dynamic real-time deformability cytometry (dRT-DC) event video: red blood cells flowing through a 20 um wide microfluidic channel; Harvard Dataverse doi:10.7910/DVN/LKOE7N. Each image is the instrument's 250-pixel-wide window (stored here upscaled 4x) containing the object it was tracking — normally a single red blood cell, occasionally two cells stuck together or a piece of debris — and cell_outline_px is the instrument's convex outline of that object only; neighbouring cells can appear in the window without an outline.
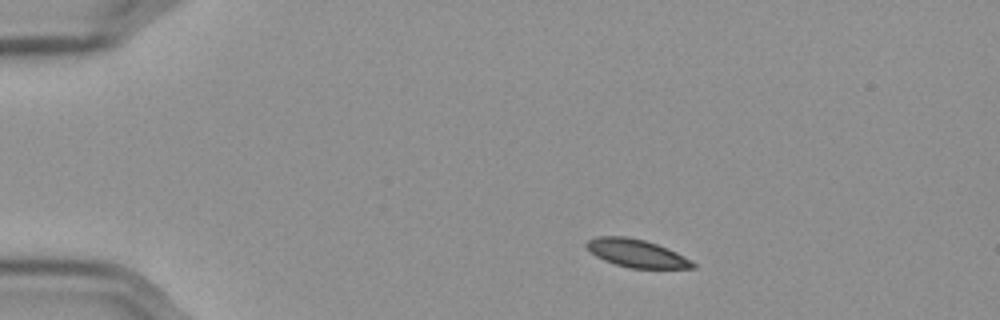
{"species": "Egyptian fruit bat (a non-hibernating species)", "species_latin": "Rousettus aegyptiacus", "temperature_condition": "cold", "stored_images_in_passage": 48, "camera_frame_rate_fps": 3000, "um_per_image_px": 0.085, "frame": {"image": 1, "passage_image": 1, "time_ms": 0.0, "image_size_px": [1000, 320], "cell_outline_px": [[696, 268], [628, 268], [604, 260], [596, 256], [584, 244], [588, 240], [600, 236], [624, 236], [644, 240], [668, 248], [692, 260], [696, 264]], "centroid_in_image_um": [54.13, 21.53], "position_along_channel_um": 30.9, "area_um2": 17.17}}
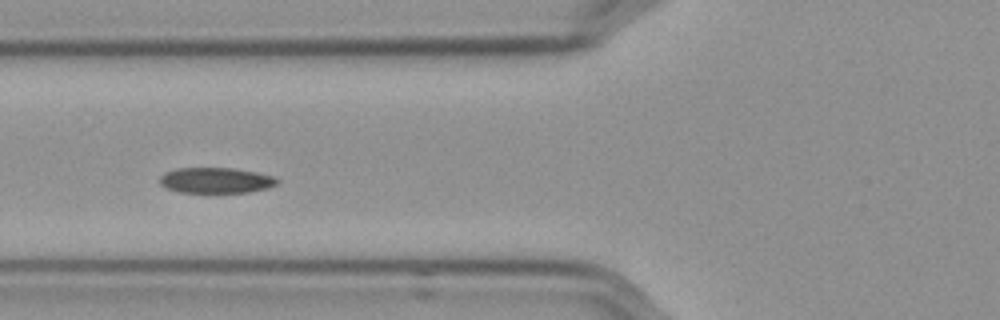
{"frame": {"image": 2, "passage_image": 13, "time_ms": 4.0, "image_size_px": [1000, 320], "cell_outline_px": [[280, 180], [276, 184], [268, 188], [248, 192], [180, 192], [164, 188], [160, 184], [160, 176], [164, 172], [176, 168], [232, 168], [256, 172], [272, 176]], "centroid_in_image_um": [18.31, 15.32], "position_along_channel_um": 107.5, "area_um2": 17.51}}
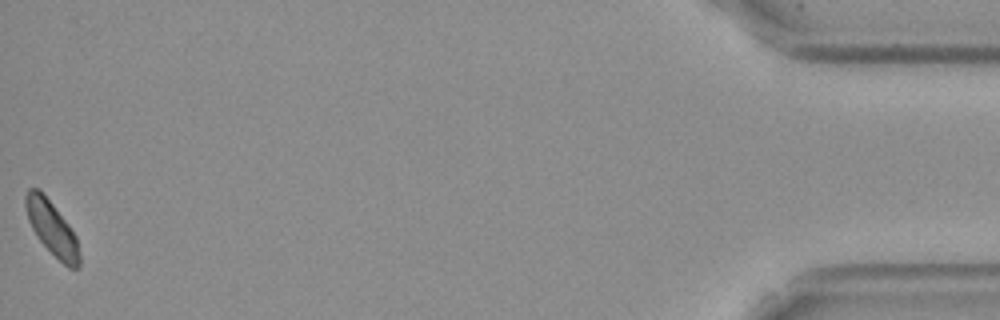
{"frame": {"image": 3, "passage_image": 48, "time_ms": 15.667, "image_size_px": [1000, 320], "cell_outline_px": [[80, 268], [68, 268], [36, 236], [28, 220], [24, 204], [24, 196], [28, 188], [36, 188], [52, 204], [68, 224], [76, 236], [80, 256]], "centroid_in_image_um": [4.4, 19.41], "position_along_channel_um": 430.8, "area_um2": 16.59}, "authors_computed_cell_mechanics": {"area_um2": 17.8024, "velocity_mm_per_s": 3.5394, "shape_relaxation_time_tau1_ms": 5.872, "shape_relaxation_time_tau2_ms": 5.4561, "deformation_change_tau1": 0.1138, "deformation_change_tau2": 0.0658}}